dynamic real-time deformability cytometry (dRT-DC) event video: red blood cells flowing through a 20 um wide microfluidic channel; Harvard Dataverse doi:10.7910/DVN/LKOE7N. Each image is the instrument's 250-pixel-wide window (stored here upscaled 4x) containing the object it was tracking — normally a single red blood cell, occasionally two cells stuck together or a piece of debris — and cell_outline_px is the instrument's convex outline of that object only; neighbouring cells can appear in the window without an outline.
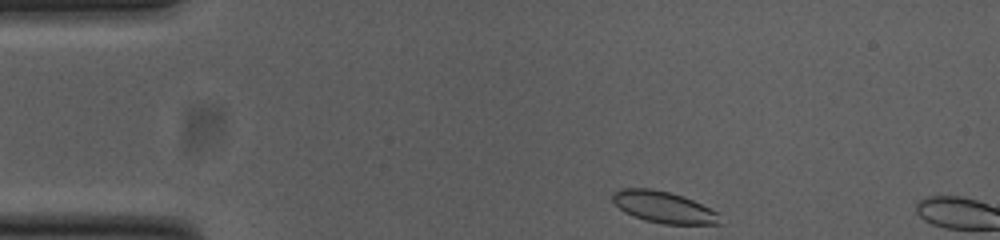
{"species": "common noctule bat (a hibernating species)", "species_latin": "Nyctalus noctula", "temperature_condition": "cold", "stored_images_in_passage": 3, "camera_frame_rate_fps": 3000, "um_per_image_px": 0.085, "animal": {"sex": "female", "body_mass_g": 23.0, "forearm_length_mm": 53.4}, "frame": {"image": 1, "passage_image": 1, "time_ms": 0.0, "image_size_px": [1000, 240], "cell_outline_px": [[724, 224], [664, 224], [644, 220], [632, 216], [624, 212], [612, 200], [612, 192], [620, 188], [652, 188], [684, 196], [716, 212]], "centroid_in_image_um": [56.37, 17.6], "position_along_channel_um": 28.6, "area_um2": 19.71}}